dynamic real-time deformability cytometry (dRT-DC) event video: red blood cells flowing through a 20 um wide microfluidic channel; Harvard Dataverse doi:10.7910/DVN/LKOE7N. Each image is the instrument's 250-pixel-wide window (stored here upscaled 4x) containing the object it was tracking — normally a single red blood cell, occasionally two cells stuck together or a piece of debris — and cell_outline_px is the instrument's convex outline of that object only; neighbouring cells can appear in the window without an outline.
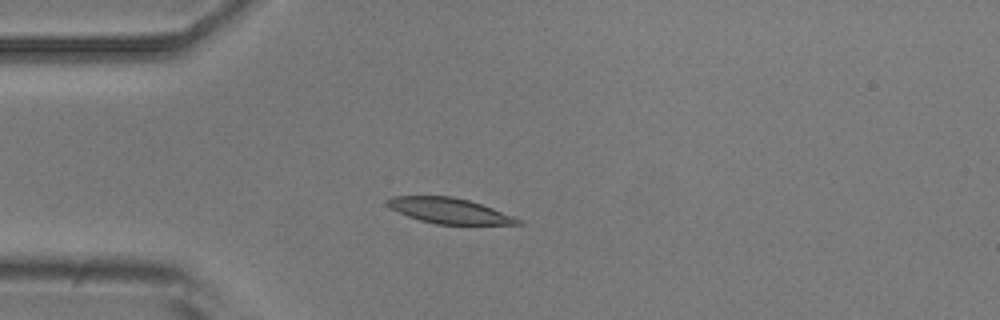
{"species": "common noctule bat (a hibernating species)", "species_latin": "Nyctalus noctula", "temperature_condition": "room temperature", "stored_images_in_passage": 7, "camera_frame_rate_fps": 3000, "um_per_image_px": 0.085, "animal": {"sex": "male", "body_mass_g": 20.5, "forearm_length_mm": 52.5}, "frame": {"image": 1, "passage_image": 4, "time_ms": 3.667, "image_size_px": [1000, 320], "cell_outline_px": [[524, 224], [436, 224], [420, 220], [408, 216], [392, 208], [384, 200], [392, 196], [452, 196], [468, 200], [492, 208], [524, 220]], "centroid_in_image_um": [38.21, 17.91], "position_along_channel_um": 46.8, "area_um2": 19.13}}
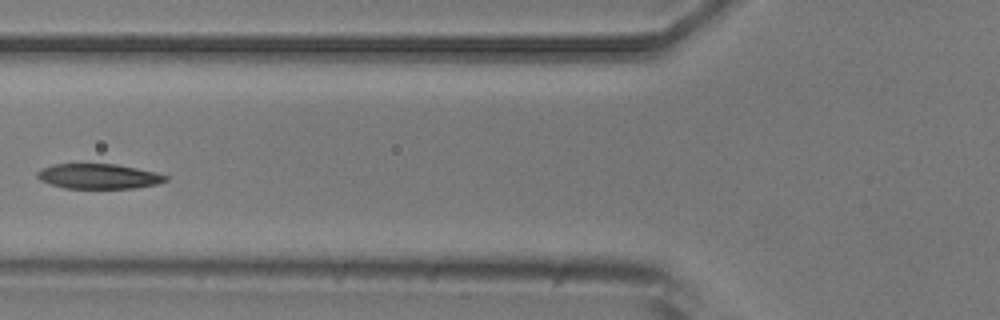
{"frame": {"image": 2, "passage_image": 6, "time_ms": 6.0, "image_size_px": [1000, 320], "cell_outline_px": [[168, 180], [156, 184], [132, 188], [64, 188], [40, 180], [36, 176], [36, 172], [40, 168], [52, 164], [116, 164], [156, 172], [168, 176]], "centroid_in_image_um": [8.35, 14.98], "position_along_channel_um": 117.4, "area_um2": 18.67}}
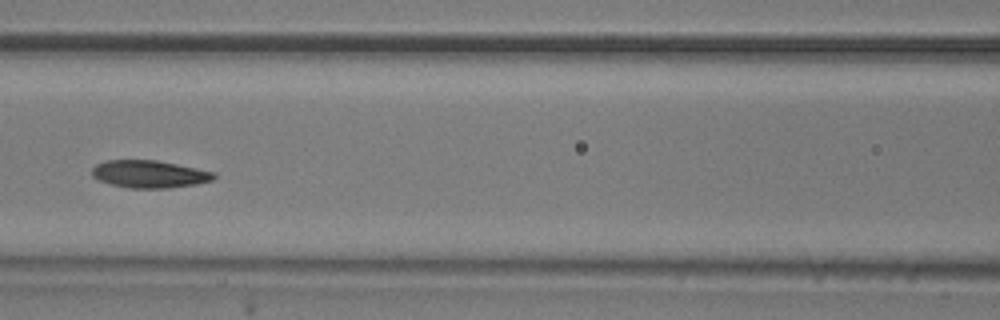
{"frame": {"image": 3, "passage_image": 7, "time_ms": 7.0, "image_size_px": [1000, 320], "cell_outline_px": [[216, 176], [212, 180], [196, 184], [168, 188], [128, 188], [112, 184], [100, 180], [92, 176], [92, 168], [96, 164], [104, 160], [156, 160], [216, 172]], "centroid_in_image_um": [12.69, 14.79], "position_along_channel_um": 153.9, "area_um2": 19.48}}